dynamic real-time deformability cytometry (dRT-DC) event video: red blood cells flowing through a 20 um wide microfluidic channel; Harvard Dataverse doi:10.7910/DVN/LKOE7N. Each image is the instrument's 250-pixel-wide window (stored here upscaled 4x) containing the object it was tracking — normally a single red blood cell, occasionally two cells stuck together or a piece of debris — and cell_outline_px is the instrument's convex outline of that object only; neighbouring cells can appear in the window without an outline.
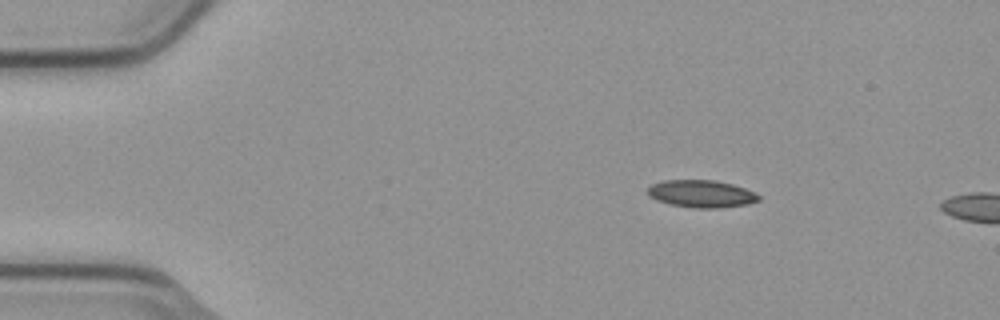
{"species": "common noctule bat (a hibernating species)", "species_latin": "Nyctalus noctula", "temperature_condition": "cold", "stored_images_in_passage": 46, "camera_frame_rate_fps": 3000, "um_per_image_px": 0.085, "animal": {"sex": "male", "body_mass_g": 23.1, "forearm_length_mm": 52.7}, "frame": {"image": 1, "passage_image": 1, "time_ms": 0.0, "image_size_px": [1000, 320], "cell_outline_px": [[760, 200], [748, 204], [720, 208], [692, 208], [668, 204], [656, 200], [648, 196], [648, 188], [652, 184], [664, 180], [716, 180], [732, 184], [756, 192], [760, 196]], "centroid_in_image_um": [59.62, 16.48], "position_along_channel_um": 25.4, "area_um2": 17.92}}
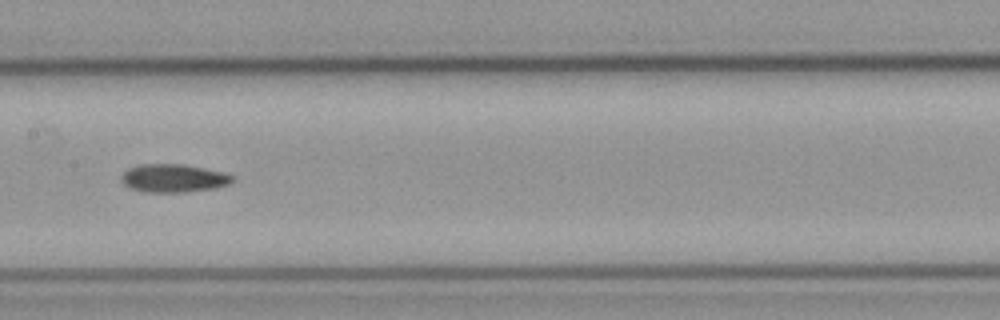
{"frame": {"image": 2, "passage_image": 20, "time_ms": 6.333, "image_size_px": [1000, 320], "cell_outline_px": [[232, 180], [228, 184], [212, 188], [184, 192], [144, 192], [128, 188], [120, 180], [120, 176], [128, 168], [140, 164], [184, 164], [220, 172], [232, 176]], "centroid_in_image_um": [14.64, 15.15], "position_along_channel_um": 192.8, "area_um2": 18.03}}
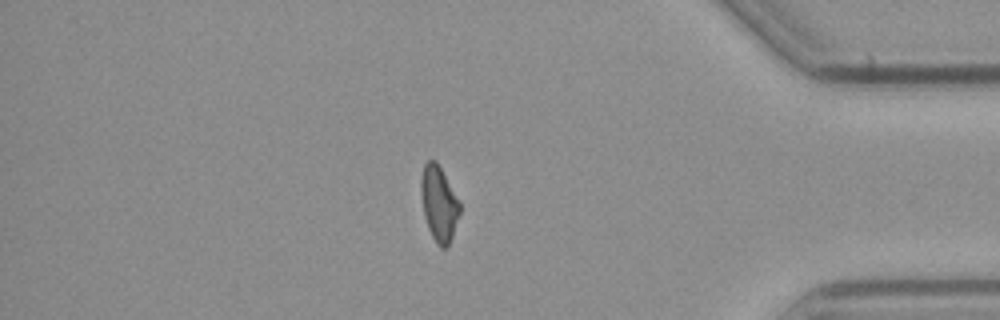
{"frame": {"image": 3, "passage_image": 39, "time_ms": 12.667, "image_size_px": [1000, 320], "cell_outline_px": [[460, 212], [448, 248], [440, 248], [436, 244], [428, 228], [424, 216], [420, 188], [420, 180], [424, 164], [428, 160], [436, 160], [460, 204]], "centroid_in_image_um": [37.29, 17.33], "position_along_channel_um": 397.9, "area_um2": 16.82}}